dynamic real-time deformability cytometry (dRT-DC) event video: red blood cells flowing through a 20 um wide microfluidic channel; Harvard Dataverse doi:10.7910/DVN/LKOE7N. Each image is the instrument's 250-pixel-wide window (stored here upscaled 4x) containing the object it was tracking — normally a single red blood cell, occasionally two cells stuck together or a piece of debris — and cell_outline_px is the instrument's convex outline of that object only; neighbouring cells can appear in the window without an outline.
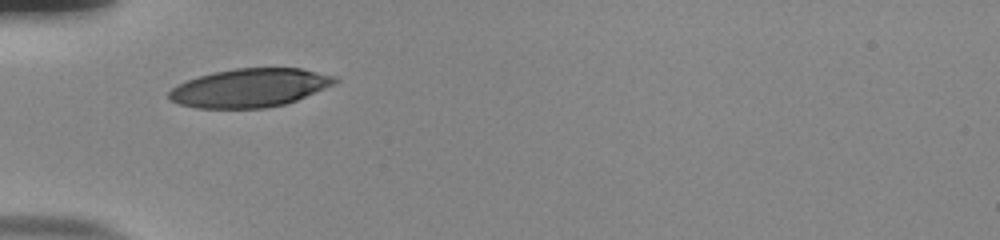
{"species": "human", "species_latin": "Homo sapiens", "temperature_condition": "room temperature", "stored_images_in_passage": 30, "camera_frame_rate_fps": 3000, "um_per_image_px": 0.085, "donor": {"sex": "male"}, "frame": {"image": 1, "passage_image": 1, "time_ms": 0.0, "image_size_px": [1000, 240], "cell_outline_px": [[340, 80], [336, 84], [296, 100], [284, 104], [268, 108], [196, 108], [180, 104], [172, 100], [168, 96], [168, 92], [172, 88], [188, 80], [212, 72], [236, 68], [300, 68], [336, 76]], "centroid_in_image_um": [21.27, 7.46], "position_along_channel_um": 63.7, "area_um2": 37.17}}
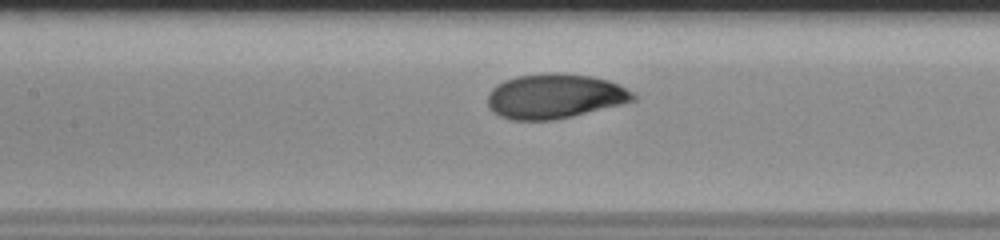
{"frame": {"image": 2, "passage_image": 9, "time_ms": 2.667, "image_size_px": [1000, 240], "cell_outline_px": [[636, 100], [556, 120], [508, 120], [492, 112], [488, 108], [488, 92], [496, 84], [504, 80], [516, 76], [592, 76], [608, 80], [632, 92], [636, 96]], "centroid_in_image_um": [47.09, 8.23], "position_along_channel_um": 160.3, "area_um2": 36.82}}
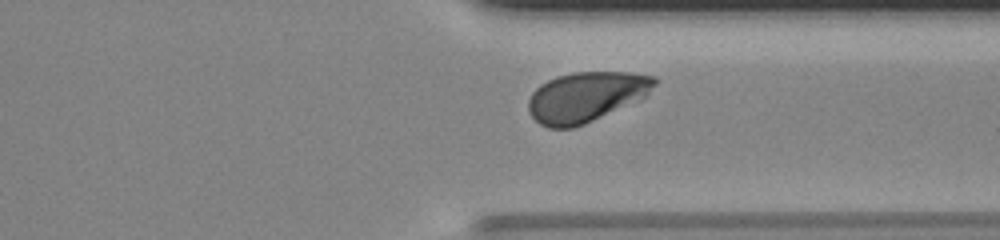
{"frame": {"image": 3, "passage_image": 25, "time_ms": 8.0, "image_size_px": [1000, 240], "cell_outline_px": [[660, 80], [644, 96], [584, 124], [572, 128], [548, 128], [540, 124], [528, 112], [528, 100], [532, 92], [540, 84], [556, 76], [572, 72], [628, 72], [656, 76]], "centroid_in_image_um": [49.77, 8.21], "position_along_channel_um": 361.6, "area_um2": 36.47}, "authors_computed_cell_mechanics": {"area_um2": 37.281, "velocity_mm_per_s": 3.7719, "shape_relaxation_time_tau1_ms": 2.562, "shape_relaxation_time_tau2_ms": null, "deformation_change_tau1": 0.1402, "deformation_change_tau2": null}}